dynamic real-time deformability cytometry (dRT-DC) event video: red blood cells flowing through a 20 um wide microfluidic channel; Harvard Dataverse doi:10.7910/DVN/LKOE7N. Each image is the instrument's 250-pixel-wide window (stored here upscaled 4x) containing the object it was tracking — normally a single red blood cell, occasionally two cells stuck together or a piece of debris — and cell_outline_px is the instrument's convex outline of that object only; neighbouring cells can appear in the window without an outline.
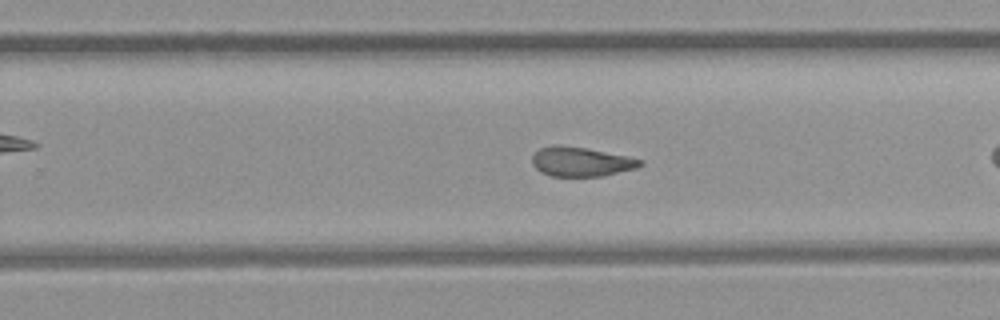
{"species": "common noctule bat (a hibernating species)", "species_latin": "Nyctalus noctula", "temperature_condition": "room temperature", "stored_images_in_passage": 24, "camera_frame_rate_fps": 3000, "um_per_image_px": 0.085, "animal": {"sex": "female", "body_mass_g": 21.9}, "frame": {"image": 1, "passage_image": 17, "time_ms": 5.333, "image_size_px": [1000, 320], "cell_outline_px": [[644, 164], [636, 168], [604, 176], [552, 176], [540, 172], [532, 164], [532, 156], [540, 148], [552, 144], [560, 144], [588, 148], [628, 156], [644, 160]], "centroid_in_image_um": [49.4, 13.73], "position_along_channel_um": 280.4, "area_um2": 18.79}}